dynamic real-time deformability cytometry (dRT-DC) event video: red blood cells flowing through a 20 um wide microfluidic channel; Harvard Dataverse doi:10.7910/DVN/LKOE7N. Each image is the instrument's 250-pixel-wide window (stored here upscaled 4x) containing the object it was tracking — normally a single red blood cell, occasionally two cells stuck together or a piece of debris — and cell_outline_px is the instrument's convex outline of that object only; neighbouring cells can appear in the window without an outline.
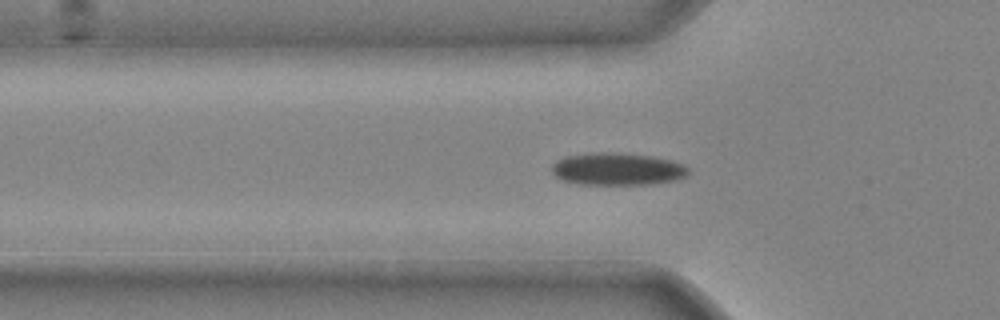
{"species": "common noctule bat (a hibernating species)", "species_latin": "Nyctalus noctula", "temperature_condition": "cold", "stored_images_in_passage": 30, "camera_frame_rate_fps": 3000, "um_per_image_px": 0.085, "animal": {"sex": "male", "body_mass_g": 20.4}, "frame": {"image": 1, "passage_image": 2, "time_ms": 0.333, "image_size_px": [1000, 320], "cell_outline_px": [[688, 172], [684, 176], [672, 180], [648, 184], [576, 184], [564, 180], [556, 176], [552, 172], [552, 164], [556, 160], [568, 156], [592, 152], [612, 152], [652, 156], [672, 160], [684, 164], [688, 168]], "centroid_in_image_um": [52.45, 14.35], "position_along_channel_um": 73.4, "area_um2": 25.61}}
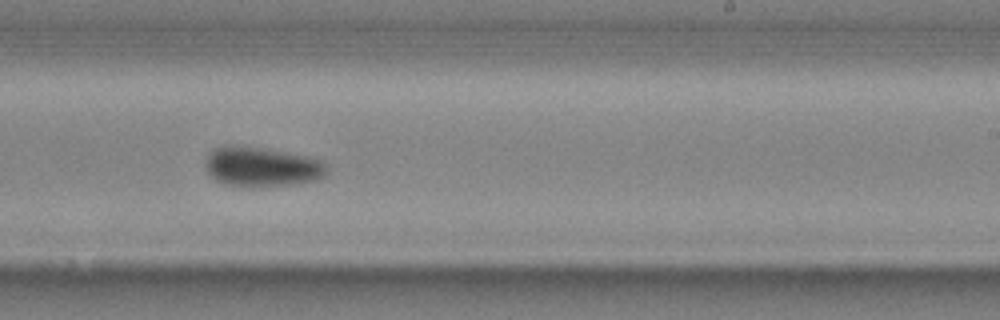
{"frame": {"image": 2, "passage_image": 15, "time_ms": 4.667, "image_size_px": [1000, 320], "cell_outline_px": [[328, 172], [324, 176], [316, 180], [296, 184], [252, 188], [224, 184], [216, 180], [208, 172], [204, 164], [208, 156], [216, 148], [256, 148], [284, 152], [308, 156], [324, 160], [328, 168]], "centroid_in_image_um": [22.34, 14.24], "position_along_channel_um": 266.7, "area_um2": 27.69}}
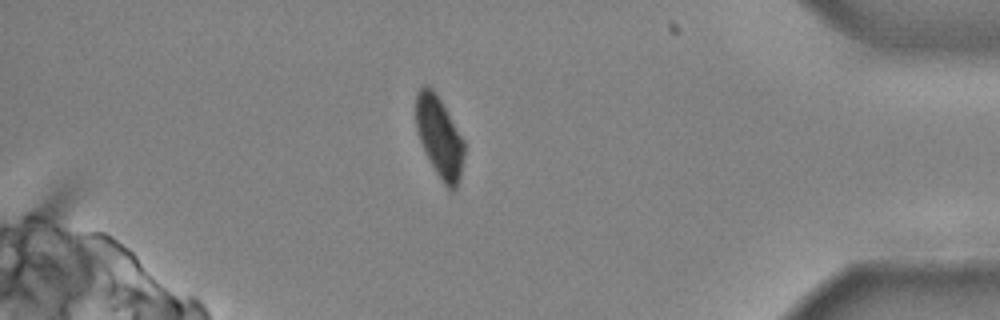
{"frame": {"image": 3, "passage_image": 26, "time_ms": 8.333, "image_size_px": [1000, 320], "cell_outline_px": [[464, 152], [460, 176], [456, 188], [448, 188], [444, 184], [436, 172], [424, 152], [416, 128], [416, 92], [424, 84], [428, 84], [436, 92], [464, 140]], "centroid_in_image_um": [37.33, 11.59], "position_along_channel_um": 397.9, "area_um2": 22.6}}